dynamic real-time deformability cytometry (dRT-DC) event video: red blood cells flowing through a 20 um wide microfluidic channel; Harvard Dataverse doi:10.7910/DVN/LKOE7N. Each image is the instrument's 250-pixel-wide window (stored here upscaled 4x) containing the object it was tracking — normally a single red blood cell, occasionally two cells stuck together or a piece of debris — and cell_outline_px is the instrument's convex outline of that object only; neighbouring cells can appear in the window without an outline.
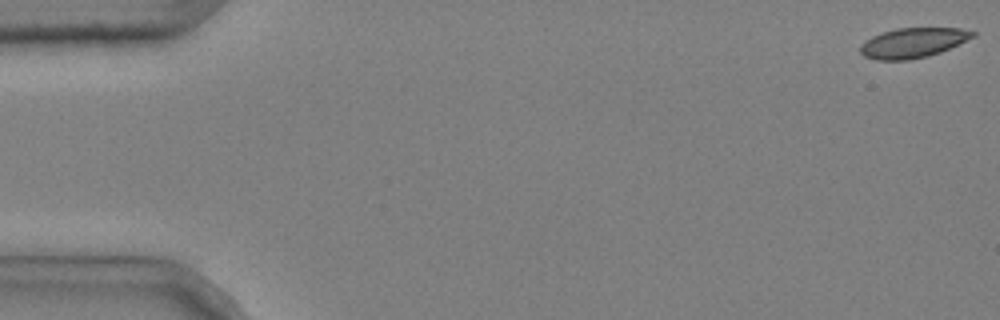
{"species": "common noctule bat (a hibernating species)", "species_latin": "Nyctalus noctula", "temperature_condition": "cold", "stored_images_in_passage": 8, "camera_frame_rate_fps": 3000, "um_per_image_px": 0.085, "animal": {"sex": "male", "body_mass_g": 20.4}, "frame": {"image": 1, "passage_image": 1, "time_ms": 0.0, "image_size_px": [1000, 320], "cell_outline_px": [[976, 36], [940, 52], [928, 56], [908, 60], [876, 60], [864, 56], [860, 52], [860, 44], [864, 40], [872, 36], [896, 28], [960, 28], [976, 32]], "centroid_in_image_um": [77.58, 3.64], "position_along_channel_um": 7.4, "area_um2": 19.59}}